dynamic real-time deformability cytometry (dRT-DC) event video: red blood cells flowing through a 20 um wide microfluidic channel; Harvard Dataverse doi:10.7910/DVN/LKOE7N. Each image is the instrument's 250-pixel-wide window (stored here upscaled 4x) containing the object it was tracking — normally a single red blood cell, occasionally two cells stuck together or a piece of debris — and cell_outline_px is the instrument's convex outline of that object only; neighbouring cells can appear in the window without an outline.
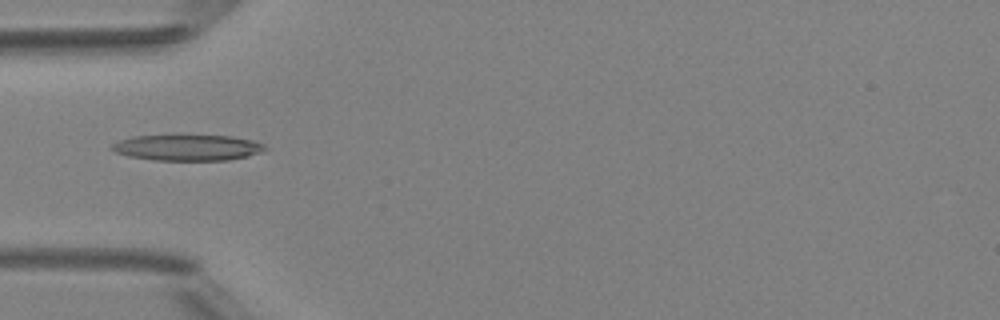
{"species": "Egyptian fruit bat (a non-hibernating species)", "species_latin": "Rousettus aegyptiacus", "temperature_condition": "room temperature", "stored_images_in_passage": 5, "camera_frame_rate_fps": 3000, "um_per_image_px": 0.085, "animal": {"sex": "female"}, "frame": {"image": 1, "passage_image": 4, "time_ms": 4.333, "image_size_px": [1000, 320], "cell_outline_px": [[268, 148], [260, 152], [248, 156], [228, 160], [152, 160], [128, 156], [116, 152], [112, 148], [112, 144], [120, 140], [132, 136], [180, 132], [232, 136], [252, 140], [264, 144]], "centroid_in_image_um": [15.93, 12.49], "position_along_channel_um": 69.1, "area_um2": 24.33}}
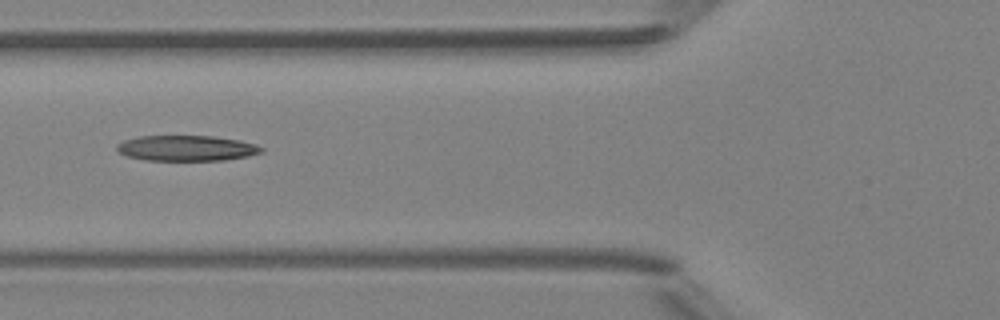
{"frame": {"image": 2, "passage_image": 5, "time_ms": 5.333, "image_size_px": [1000, 320], "cell_outline_px": [[264, 152], [248, 156], [224, 160], [144, 160], [128, 156], [120, 152], [116, 148], [116, 144], [124, 140], [136, 136], [212, 136], [240, 140], [256, 144], [264, 148]], "centroid_in_image_um": [15.88, 12.59], "position_along_channel_um": 109.9, "area_um2": 21.56}}